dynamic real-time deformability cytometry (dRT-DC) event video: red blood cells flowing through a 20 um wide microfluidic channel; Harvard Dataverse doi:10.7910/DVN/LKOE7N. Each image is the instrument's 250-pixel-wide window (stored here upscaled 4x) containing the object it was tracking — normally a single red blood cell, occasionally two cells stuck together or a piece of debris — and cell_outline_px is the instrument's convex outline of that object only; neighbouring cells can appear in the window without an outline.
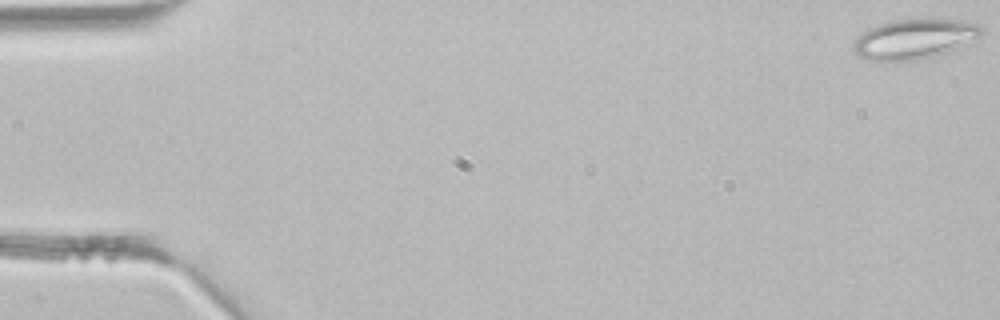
{"species": "common noctule bat (a hibernating species)", "species_latin": "Nyctalus noctula", "temperature_condition": "room temperature", "stored_images_in_passage": 43, "segment_of_instrument_passage": [1, 2], "camera_frame_rate_fps": 3000, "um_per_image_px": 0.085, "animal": {"sex": "male", "body_mass_g": 21.5, "forearm_length_mm": 52.0}, "frame": {"image": 1, "passage_image": 1, "time_ms": 0.0, "image_size_px": [1000, 320], "cell_outline_px": [[984, 32], [968, 44], [952, 52], [920, 60], [868, 60], [860, 56], [852, 48], [856, 40], [864, 32], [876, 24], [888, 20], [908, 16], [940, 16], [980, 24], [984, 28]], "centroid_in_image_um": [77.83, 3.24], "position_along_channel_um": 7.2, "area_um2": 31.27}}
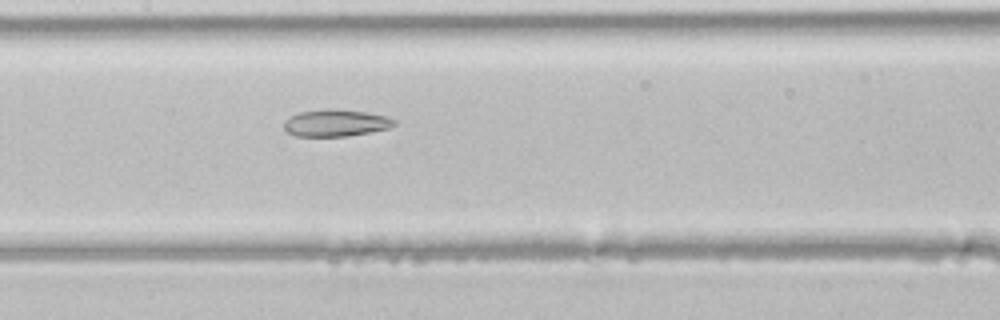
{"frame": {"image": 2, "passage_image": 21, "time_ms": 6.667, "image_size_px": [1000, 320], "cell_outline_px": [[396, 124], [388, 128], [348, 136], [296, 136], [288, 132], [284, 128], [284, 120], [300, 112], [364, 112], [388, 116], [396, 120]], "centroid_in_image_um": [28.57, 10.51], "position_along_channel_um": 178.8, "area_um2": 16.24}}
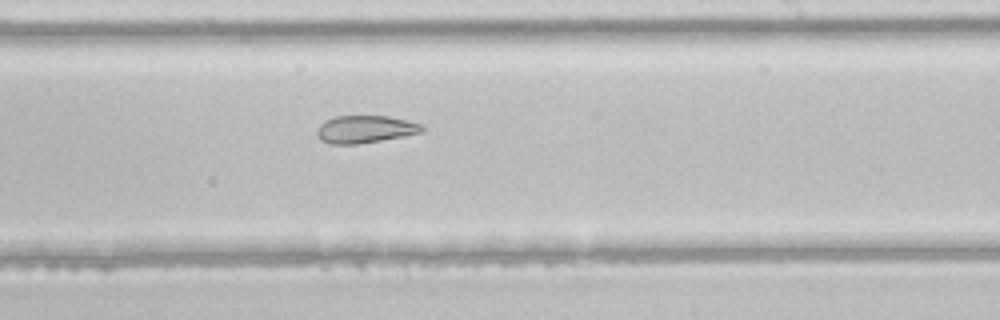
{"frame": {"image": 3, "passage_image": 26, "time_ms": 8.333, "image_size_px": [1000, 320], "cell_outline_px": [[424, 132], [404, 136], [360, 144], [328, 144], [320, 140], [316, 132], [320, 124], [324, 120], [336, 116], [388, 116], [420, 124], [424, 128]], "centroid_in_image_um": [31.0, 10.99], "position_along_channel_um": 258.0, "area_um2": 16.88}}